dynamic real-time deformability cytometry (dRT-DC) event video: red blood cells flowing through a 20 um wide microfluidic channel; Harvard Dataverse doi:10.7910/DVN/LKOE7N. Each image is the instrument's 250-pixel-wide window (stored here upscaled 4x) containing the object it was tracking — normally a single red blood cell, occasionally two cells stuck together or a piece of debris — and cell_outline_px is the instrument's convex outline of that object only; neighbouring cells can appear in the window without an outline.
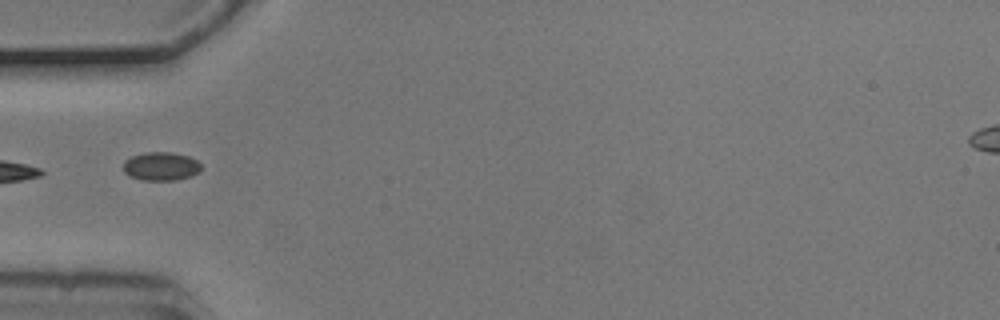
{"species": "common noctule bat (a hibernating species)", "species_latin": "Nyctalus noctula", "temperature_condition": "cold", "stored_images_in_passage": 3, "camera_frame_rate_fps": 3000, "um_per_image_px": 0.085, "animal": {"sex": "male", "body_mass_g": 20.5, "forearm_length_mm": 52.5}, "frame": {"image": 1, "passage_image": 1, "time_ms": 0.0, "image_size_px": [1000, 320], "cell_outline_px": [[200, 172], [192, 176], [176, 180], [144, 180], [132, 176], [124, 172], [124, 160], [132, 156], [144, 152], [172, 152], [188, 156], [196, 160], [200, 164]], "centroid_in_image_um": [13.7, 14.13], "position_along_channel_um": 71.3, "area_um2": 12.89}}
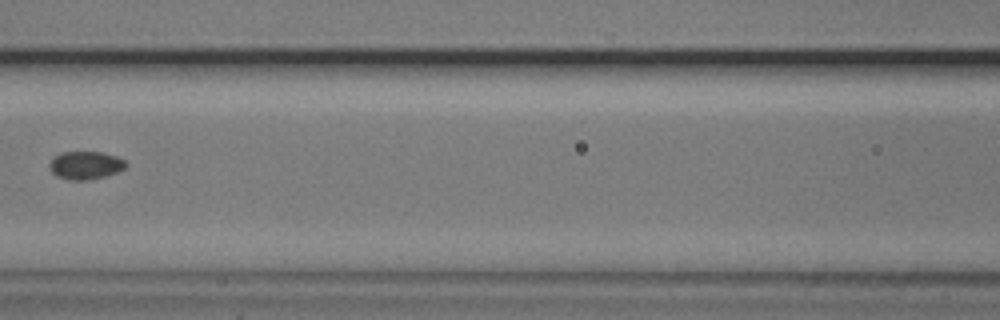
{"frame": {"image": 2, "passage_image": 3, "time_ms": 0.667, "image_size_px": [1000, 320], "cell_outline_px": [[128, 164], [124, 168], [116, 172], [104, 176], [88, 180], [68, 180], [56, 176], [48, 168], [48, 164], [52, 156], [60, 152], [104, 152], [116, 156], [124, 160]], "centroid_in_image_um": [7.21, 14.04], "position_along_channel_um": 159.4, "area_um2": 12.66}}